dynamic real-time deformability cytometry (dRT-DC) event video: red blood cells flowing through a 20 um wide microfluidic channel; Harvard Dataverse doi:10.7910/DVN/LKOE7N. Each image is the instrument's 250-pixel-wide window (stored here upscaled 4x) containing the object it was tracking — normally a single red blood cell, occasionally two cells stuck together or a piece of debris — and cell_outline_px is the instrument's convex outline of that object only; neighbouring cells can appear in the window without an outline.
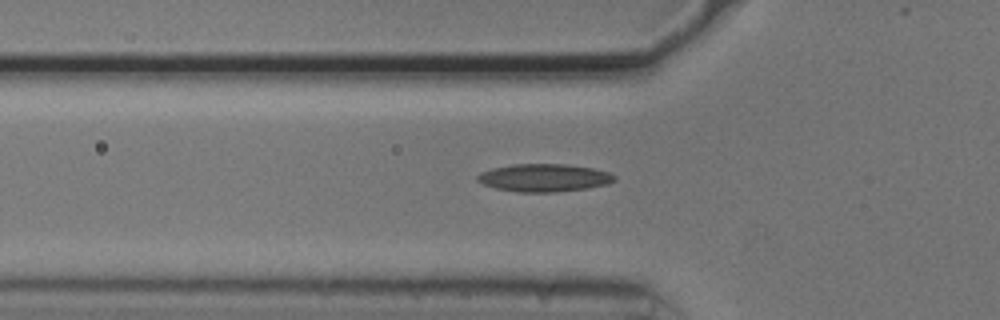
{"species": "common noctule bat (a hibernating species)", "species_latin": "Nyctalus noctula", "temperature_condition": "cold", "stored_images_in_passage": 50, "camera_frame_rate_fps": 3000, "um_per_image_px": 0.085, "animal": {"sex": "male", "body_mass_g": 20.5, "forearm_length_mm": 52.5}, "frame": {"image": 1, "passage_image": 19, "time_ms": 6.0, "image_size_px": [1000, 320], "cell_outline_px": [[616, 180], [608, 184], [588, 188], [556, 192], [520, 192], [496, 188], [484, 184], [476, 180], [476, 176], [480, 172], [492, 168], [512, 164], [564, 164], [592, 168], [608, 172], [616, 176]], "centroid_in_image_um": [46.25, 15.11], "position_along_channel_um": 79.6, "area_um2": 22.2}}
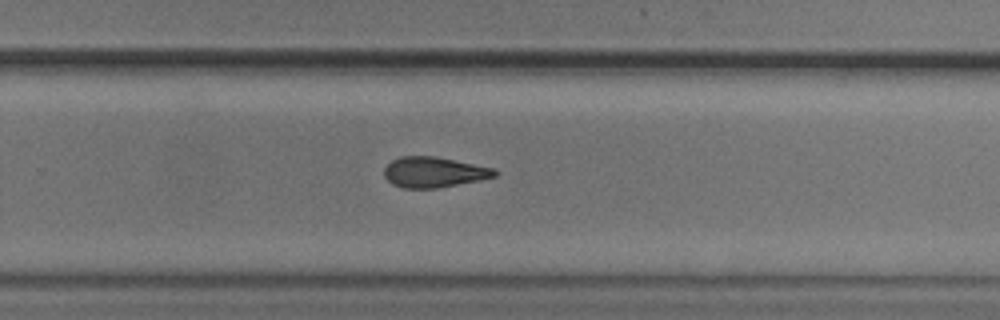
{"frame": {"image": 2, "passage_image": 36, "time_ms": 11.667, "image_size_px": [1000, 320], "cell_outline_px": [[500, 172], [496, 176], [480, 180], [436, 188], [404, 188], [392, 184], [384, 176], [384, 168], [392, 160], [400, 156], [436, 156], [496, 168]], "centroid_in_image_um": [36.91, 14.62], "position_along_channel_um": 292.9, "area_um2": 19.77}}
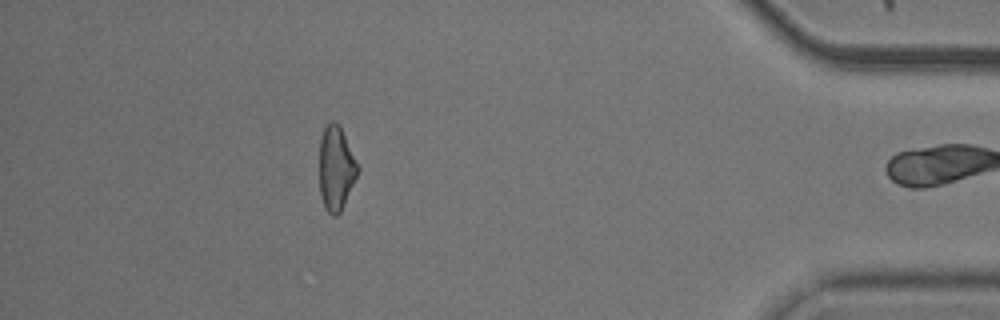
{"frame": {"image": 3, "passage_image": 49, "time_ms": 16.0, "image_size_px": [1000, 320], "cell_outline_px": [[360, 168], [340, 212], [336, 216], [332, 216], [324, 208], [320, 196], [320, 140], [324, 128], [332, 120], [340, 124]], "centroid_in_image_um": [28.56, 14.29], "position_along_channel_um": 406.6, "area_um2": 18.79}, "authors_computed_cell_mechanics": {"area_um2": 19.652, "velocity_mm_per_s": 3.7439, "shape_relaxation_time_tau1_ms": 8.23, "shape_relaxation_time_tau2_ms": 8.932, "deformation_change_tau1": 0.1603, "deformation_change_tau2": 0.2027}}